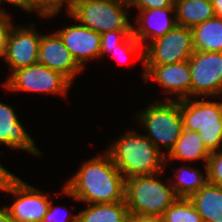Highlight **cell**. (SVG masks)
<instances>
[{"label": "cell", "instance_id": "6da1fadb", "mask_svg": "<svg viewBox=\"0 0 222 222\" xmlns=\"http://www.w3.org/2000/svg\"><path fill=\"white\" fill-rule=\"evenodd\" d=\"M61 190L88 204L116 203L125 201V178L105 151L82 163Z\"/></svg>", "mask_w": 222, "mask_h": 222}, {"label": "cell", "instance_id": "7a4b0ae2", "mask_svg": "<svg viewBox=\"0 0 222 222\" xmlns=\"http://www.w3.org/2000/svg\"><path fill=\"white\" fill-rule=\"evenodd\" d=\"M127 179L137 175L163 173L166 155L145 134L128 130L105 150Z\"/></svg>", "mask_w": 222, "mask_h": 222}, {"label": "cell", "instance_id": "3957f363", "mask_svg": "<svg viewBox=\"0 0 222 222\" xmlns=\"http://www.w3.org/2000/svg\"><path fill=\"white\" fill-rule=\"evenodd\" d=\"M160 174L125 179V202L129 214L162 217L177 199L171 184L159 180Z\"/></svg>", "mask_w": 222, "mask_h": 222}, {"label": "cell", "instance_id": "277c9868", "mask_svg": "<svg viewBox=\"0 0 222 222\" xmlns=\"http://www.w3.org/2000/svg\"><path fill=\"white\" fill-rule=\"evenodd\" d=\"M128 8L127 0H70L67 14L79 24L102 34L132 30Z\"/></svg>", "mask_w": 222, "mask_h": 222}, {"label": "cell", "instance_id": "5b68a950", "mask_svg": "<svg viewBox=\"0 0 222 222\" xmlns=\"http://www.w3.org/2000/svg\"><path fill=\"white\" fill-rule=\"evenodd\" d=\"M171 98L157 100V102L135 114L139 122L142 123L139 126L147 131L145 136L152 140L159 151L163 152L161 146L167 150L164 155H168L174 148L183 130L180 100Z\"/></svg>", "mask_w": 222, "mask_h": 222}, {"label": "cell", "instance_id": "8992f818", "mask_svg": "<svg viewBox=\"0 0 222 222\" xmlns=\"http://www.w3.org/2000/svg\"><path fill=\"white\" fill-rule=\"evenodd\" d=\"M180 113L183 129L197 131L210 153L222 150V102L182 99Z\"/></svg>", "mask_w": 222, "mask_h": 222}, {"label": "cell", "instance_id": "52a82bcc", "mask_svg": "<svg viewBox=\"0 0 222 222\" xmlns=\"http://www.w3.org/2000/svg\"><path fill=\"white\" fill-rule=\"evenodd\" d=\"M0 190L16 197L13 204L6 206L16 222H42L50 204L47 194L13 173L5 178Z\"/></svg>", "mask_w": 222, "mask_h": 222}, {"label": "cell", "instance_id": "ba28073f", "mask_svg": "<svg viewBox=\"0 0 222 222\" xmlns=\"http://www.w3.org/2000/svg\"><path fill=\"white\" fill-rule=\"evenodd\" d=\"M73 85L61 73L36 63L18 69L9 75L3 87L14 92H44L45 94L66 96Z\"/></svg>", "mask_w": 222, "mask_h": 222}, {"label": "cell", "instance_id": "9c48e42d", "mask_svg": "<svg viewBox=\"0 0 222 222\" xmlns=\"http://www.w3.org/2000/svg\"><path fill=\"white\" fill-rule=\"evenodd\" d=\"M194 52L192 29L176 25L144 48V65H163L188 60Z\"/></svg>", "mask_w": 222, "mask_h": 222}, {"label": "cell", "instance_id": "30bf717a", "mask_svg": "<svg viewBox=\"0 0 222 222\" xmlns=\"http://www.w3.org/2000/svg\"><path fill=\"white\" fill-rule=\"evenodd\" d=\"M191 70V97L222 95V53L194 51L188 59ZM220 95V96H219Z\"/></svg>", "mask_w": 222, "mask_h": 222}, {"label": "cell", "instance_id": "8fae6325", "mask_svg": "<svg viewBox=\"0 0 222 222\" xmlns=\"http://www.w3.org/2000/svg\"><path fill=\"white\" fill-rule=\"evenodd\" d=\"M40 40L41 34L35 30L33 23L30 26H13L4 59L11 74L18 69L38 63Z\"/></svg>", "mask_w": 222, "mask_h": 222}, {"label": "cell", "instance_id": "7c38bea8", "mask_svg": "<svg viewBox=\"0 0 222 222\" xmlns=\"http://www.w3.org/2000/svg\"><path fill=\"white\" fill-rule=\"evenodd\" d=\"M191 70L188 60L173 64L144 65L143 79L155 80L174 100L191 98Z\"/></svg>", "mask_w": 222, "mask_h": 222}, {"label": "cell", "instance_id": "4fadbf2b", "mask_svg": "<svg viewBox=\"0 0 222 222\" xmlns=\"http://www.w3.org/2000/svg\"><path fill=\"white\" fill-rule=\"evenodd\" d=\"M64 42L66 48L70 51L78 65L85 69V64L99 59L101 52V34L79 24L77 21L73 25L56 31Z\"/></svg>", "mask_w": 222, "mask_h": 222}, {"label": "cell", "instance_id": "5bb4252c", "mask_svg": "<svg viewBox=\"0 0 222 222\" xmlns=\"http://www.w3.org/2000/svg\"><path fill=\"white\" fill-rule=\"evenodd\" d=\"M38 63L61 73L72 84L77 74L83 71L56 30L49 35L41 34Z\"/></svg>", "mask_w": 222, "mask_h": 222}, {"label": "cell", "instance_id": "9a60e30c", "mask_svg": "<svg viewBox=\"0 0 222 222\" xmlns=\"http://www.w3.org/2000/svg\"><path fill=\"white\" fill-rule=\"evenodd\" d=\"M136 26H132L134 37L144 46L167 34L176 25L175 7L138 10ZM173 14V16L171 15ZM170 15V16H169Z\"/></svg>", "mask_w": 222, "mask_h": 222}, {"label": "cell", "instance_id": "2e32d148", "mask_svg": "<svg viewBox=\"0 0 222 222\" xmlns=\"http://www.w3.org/2000/svg\"><path fill=\"white\" fill-rule=\"evenodd\" d=\"M0 144L12 150L21 149L33 156H41V151L18 119L12 105L0 101Z\"/></svg>", "mask_w": 222, "mask_h": 222}, {"label": "cell", "instance_id": "e0dca14e", "mask_svg": "<svg viewBox=\"0 0 222 222\" xmlns=\"http://www.w3.org/2000/svg\"><path fill=\"white\" fill-rule=\"evenodd\" d=\"M210 154L197 131L183 129L174 148L166 155L165 164L174 159L186 162L203 160L207 165Z\"/></svg>", "mask_w": 222, "mask_h": 222}, {"label": "cell", "instance_id": "ac0fdd59", "mask_svg": "<svg viewBox=\"0 0 222 222\" xmlns=\"http://www.w3.org/2000/svg\"><path fill=\"white\" fill-rule=\"evenodd\" d=\"M203 222H222V187L207 182L189 198Z\"/></svg>", "mask_w": 222, "mask_h": 222}, {"label": "cell", "instance_id": "d6986e66", "mask_svg": "<svg viewBox=\"0 0 222 222\" xmlns=\"http://www.w3.org/2000/svg\"><path fill=\"white\" fill-rule=\"evenodd\" d=\"M176 23L193 28L215 16L211 0H174Z\"/></svg>", "mask_w": 222, "mask_h": 222}, {"label": "cell", "instance_id": "ffe728a7", "mask_svg": "<svg viewBox=\"0 0 222 222\" xmlns=\"http://www.w3.org/2000/svg\"><path fill=\"white\" fill-rule=\"evenodd\" d=\"M194 51L222 53V17L214 16L192 28Z\"/></svg>", "mask_w": 222, "mask_h": 222}, {"label": "cell", "instance_id": "44dd1931", "mask_svg": "<svg viewBox=\"0 0 222 222\" xmlns=\"http://www.w3.org/2000/svg\"><path fill=\"white\" fill-rule=\"evenodd\" d=\"M77 213V222H127L129 210L126 202L88 204Z\"/></svg>", "mask_w": 222, "mask_h": 222}, {"label": "cell", "instance_id": "7402d4cb", "mask_svg": "<svg viewBox=\"0 0 222 222\" xmlns=\"http://www.w3.org/2000/svg\"><path fill=\"white\" fill-rule=\"evenodd\" d=\"M205 166V173L194 169L193 167H177V171L174 172L176 180L171 183L173 177H170L167 182H170L173 191L177 198H190L200 188H202L208 182L207 165Z\"/></svg>", "mask_w": 222, "mask_h": 222}, {"label": "cell", "instance_id": "603a6c76", "mask_svg": "<svg viewBox=\"0 0 222 222\" xmlns=\"http://www.w3.org/2000/svg\"><path fill=\"white\" fill-rule=\"evenodd\" d=\"M163 222H203L189 198H177L162 215Z\"/></svg>", "mask_w": 222, "mask_h": 222}, {"label": "cell", "instance_id": "cb8c5ba5", "mask_svg": "<svg viewBox=\"0 0 222 222\" xmlns=\"http://www.w3.org/2000/svg\"><path fill=\"white\" fill-rule=\"evenodd\" d=\"M69 1L70 0H20V8L26 12H36V14L45 19L56 16L66 4L65 10L67 12Z\"/></svg>", "mask_w": 222, "mask_h": 222}, {"label": "cell", "instance_id": "d4e9b609", "mask_svg": "<svg viewBox=\"0 0 222 222\" xmlns=\"http://www.w3.org/2000/svg\"><path fill=\"white\" fill-rule=\"evenodd\" d=\"M137 50H140V54L137 55L139 60H141L144 65V46L134 37L133 33H131L120 45L117 46L115 50H112L109 54L115 56L119 60V62L127 59L129 55L135 54Z\"/></svg>", "mask_w": 222, "mask_h": 222}, {"label": "cell", "instance_id": "484cf974", "mask_svg": "<svg viewBox=\"0 0 222 222\" xmlns=\"http://www.w3.org/2000/svg\"><path fill=\"white\" fill-rule=\"evenodd\" d=\"M131 33L132 30H115L102 33L100 57L115 50Z\"/></svg>", "mask_w": 222, "mask_h": 222}, {"label": "cell", "instance_id": "4316f807", "mask_svg": "<svg viewBox=\"0 0 222 222\" xmlns=\"http://www.w3.org/2000/svg\"><path fill=\"white\" fill-rule=\"evenodd\" d=\"M208 182L222 187V150L212 152L207 161Z\"/></svg>", "mask_w": 222, "mask_h": 222}, {"label": "cell", "instance_id": "83f0119b", "mask_svg": "<svg viewBox=\"0 0 222 222\" xmlns=\"http://www.w3.org/2000/svg\"><path fill=\"white\" fill-rule=\"evenodd\" d=\"M8 13H0V58L5 59L8 37L13 28V22Z\"/></svg>", "mask_w": 222, "mask_h": 222}, {"label": "cell", "instance_id": "f1b7e54d", "mask_svg": "<svg viewBox=\"0 0 222 222\" xmlns=\"http://www.w3.org/2000/svg\"><path fill=\"white\" fill-rule=\"evenodd\" d=\"M130 8L134 7L138 10L162 9L175 7L174 0H127Z\"/></svg>", "mask_w": 222, "mask_h": 222}, {"label": "cell", "instance_id": "f546056e", "mask_svg": "<svg viewBox=\"0 0 222 222\" xmlns=\"http://www.w3.org/2000/svg\"><path fill=\"white\" fill-rule=\"evenodd\" d=\"M58 210L60 209L54 206V204L50 201L49 208L47 213L44 215L42 222H77V214L74 215L71 213L67 215L68 212L65 208L66 213L62 216Z\"/></svg>", "mask_w": 222, "mask_h": 222}, {"label": "cell", "instance_id": "4dcf8cb0", "mask_svg": "<svg viewBox=\"0 0 222 222\" xmlns=\"http://www.w3.org/2000/svg\"><path fill=\"white\" fill-rule=\"evenodd\" d=\"M127 222H163L162 217L129 214Z\"/></svg>", "mask_w": 222, "mask_h": 222}, {"label": "cell", "instance_id": "1f68e13d", "mask_svg": "<svg viewBox=\"0 0 222 222\" xmlns=\"http://www.w3.org/2000/svg\"><path fill=\"white\" fill-rule=\"evenodd\" d=\"M0 222H16L9 214L6 207H0Z\"/></svg>", "mask_w": 222, "mask_h": 222}, {"label": "cell", "instance_id": "d6a6232c", "mask_svg": "<svg viewBox=\"0 0 222 222\" xmlns=\"http://www.w3.org/2000/svg\"><path fill=\"white\" fill-rule=\"evenodd\" d=\"M215 16L222 17V0H211Z\"/></svg>", "mask_w": 222, "mask_h": 222}, {"label": "cell", "instance_id": "836d02e7", "mask_svg": "<svg viewBox=\"0 0 222 222\" xmlns=\"http://www.w3.org/2000/svg\"><path fill=\"white\" fill-rule=\"evenodd\" d=\"M11 172H9L7 169H5V167H3L2 164H0V187L2 186L5 178L10 174Z\"/></svg>", "mask_w": 222, "mask_h": 222}, {"label": "cell", "instance_id": "e575fe53", "mask_svg": "<svg viewBox=\"0 0 222 222\" xmlns=\"http://www.w3.org/2000/svg\"><path fill=\"white\" fill-rule=\"evenodd\" d=\"M5 1L7 3H11L12 5H15V7H19L20 8V0H0V4ZM0 13H7L4 10H2V8H0Z\"/></svg>", "mask_w": 222, "mask_h": 222}]
</instances>
